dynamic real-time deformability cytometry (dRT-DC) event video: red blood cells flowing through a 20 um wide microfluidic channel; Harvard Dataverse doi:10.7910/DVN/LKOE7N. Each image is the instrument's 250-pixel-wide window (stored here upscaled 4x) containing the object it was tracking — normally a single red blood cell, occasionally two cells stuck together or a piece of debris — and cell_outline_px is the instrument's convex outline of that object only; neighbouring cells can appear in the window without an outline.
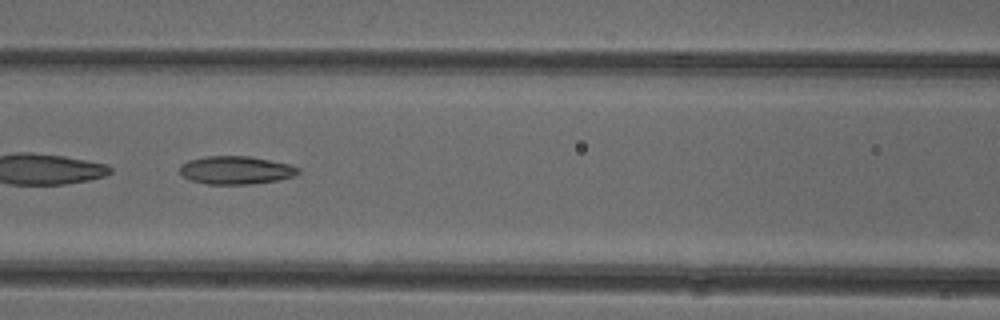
{"species": "common noctule bat (a hibernating species)", "species_latin": "Nyctalus noctula", "temperature_condition": "cold", "stored_images_in_passage": 50, "camera_frame_rate_fps": 3000, "um_per_image_px": 0.085, "animal": {"sex": "female"}, "frame": {"image": 1, "passage_image": 22, "time_ms": 7.0, "image_size_px": [1000, 320], "cell_outline_px": [[300, 172], [296, 176], [276, 180], [252, 184], [208, 184], [188, 180], [180, 172], [180, 164], [188, 160], [204, 156], [248, 156], [292, 164], [300, 168]], "centroid_in_image_um": [20.06, 14.46], "position_along_channel_um": 146.5, "area_um2": 19.59}, "authors_computed_cell_mechanics": {"area_um2": 20.7791, "velocity_mm_per_s": 3.944, "shape_relaxation_time_tau1_ms": null, "shape_relaxation_time_tau2_ms": 4.2112, "deformation_change_tau1": null, "deformation_change_tau2": 0.1205}}